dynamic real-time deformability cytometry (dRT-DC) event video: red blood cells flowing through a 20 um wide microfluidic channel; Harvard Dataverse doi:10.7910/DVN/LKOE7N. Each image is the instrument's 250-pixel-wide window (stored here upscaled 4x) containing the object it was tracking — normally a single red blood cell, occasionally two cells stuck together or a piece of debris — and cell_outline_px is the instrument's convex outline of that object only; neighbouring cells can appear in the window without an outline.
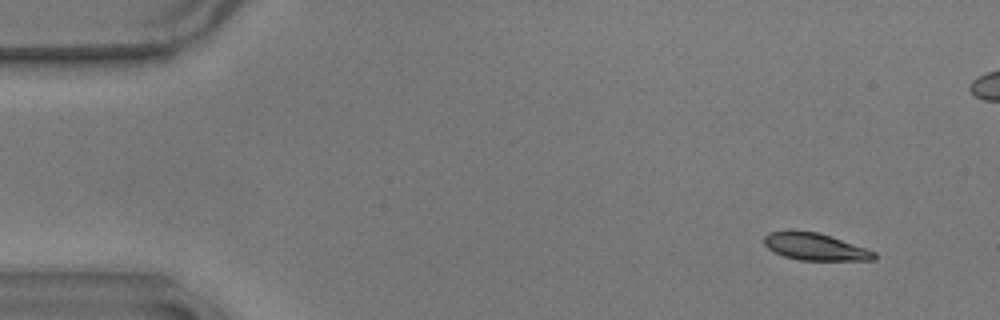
{"species": "common noctule bat (a hibernating species)", "species_latin": "Nyctalus noctula", "temperature_condition": "warm", "stored_images_in_passage": 56, "camera_frame_rate_fps": 3000, "um_per_image_px": 0.085, "animal": {"sex": "male", "body_mass_g": 17.9}, "frame": {"image": 1, "passage_image": 4, "time_ms": 1.0, "image_size_px": [1000, 320], "cell_outline_px": [[876, 260], [800, 260], [784, 256], [768, 248], [764, 244], [764, 236], [768, 232], [816, 232], [876, 252]], "centroid_in_image_um": [69.28, 21.0], "position_along_channel_um": 15.7, "area_um2": 16.7}}
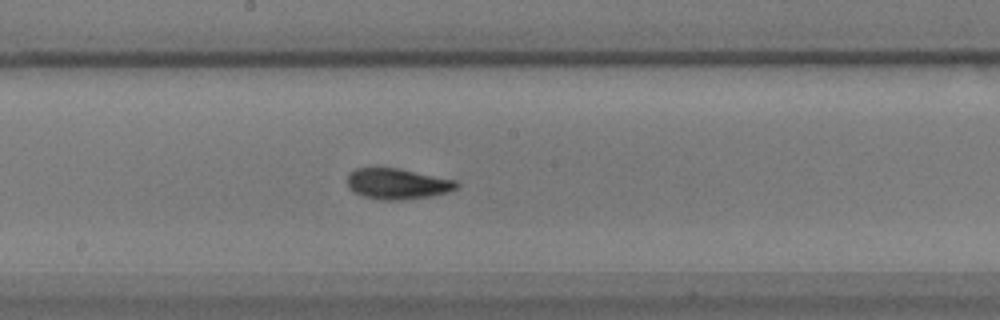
{"frame": {"image": 2, "passage_image": 29, "time_ms": 9.333, "image_size_px": [1000, 320], "cell_outline_px": [[460, 184], [456, 188], [432, 196], [396, 200], [380, 200], [364, 196], [352, 192], [348, 188], [348, 172], [356, 168], [400, 168], [456, 180]], "centroid_in_image_um": [33.74, 15.61], "position_along_channel_um": 214.5, "area_um2": 19.59}}
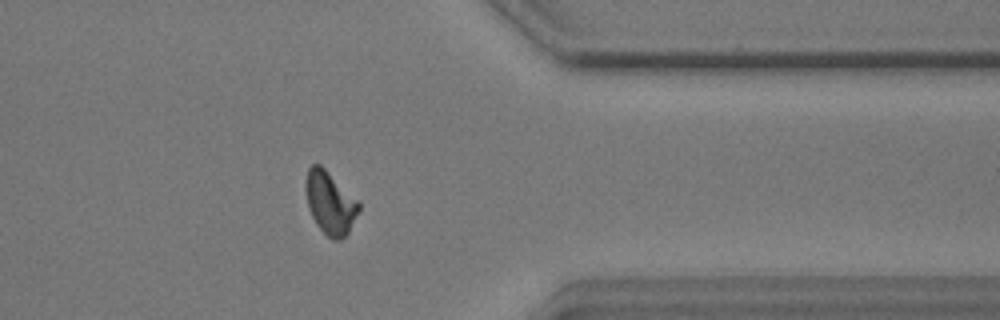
{"frame": {"image": 3, "passage_image": 44, "time_ms": 14.333, "image_size_px": [1000, 320], "cell_outline_px": [[360, 208], [348, 232], [340, 240], [332, 240], [316, 224], [308, 208], [304, 188], [304, 184], [308, 168], [312, 164], [320, 164], [360, 200]], "centroid_in_image_um": [28.05, 17.2], "position_along_channel_um": 383.3, "area_um2": 19.65}, "authors_computed_cell_mechanics": {"area_um2": 18.7272, "velocity_mm_per_s": 3.6207, "shape_relaxation_time_tau1_ms": 3.6533, "shape_relaxation_time_tau2_ms": 2.8223, "deformation_change_tau1": 0.1464, "deformation_change_tau2": 0.0527}}